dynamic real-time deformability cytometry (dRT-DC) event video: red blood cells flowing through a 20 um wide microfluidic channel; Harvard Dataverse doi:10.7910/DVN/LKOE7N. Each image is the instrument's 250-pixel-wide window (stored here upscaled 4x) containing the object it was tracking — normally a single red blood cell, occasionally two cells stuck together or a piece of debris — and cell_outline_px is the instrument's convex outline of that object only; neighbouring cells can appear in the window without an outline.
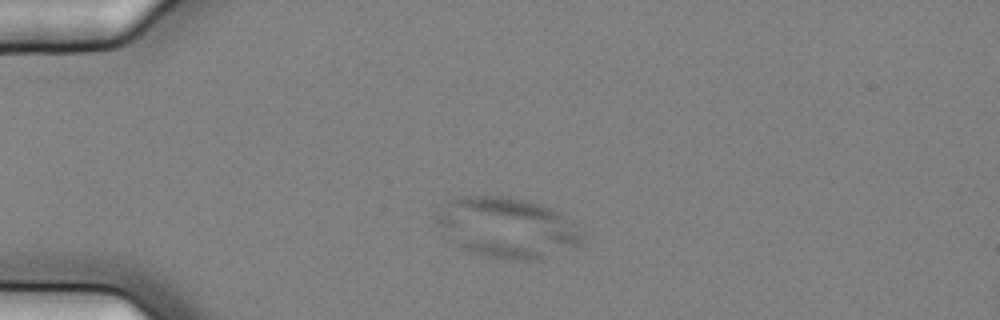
{"species": "common noctule bat (a hibernating species)", "species_latin": "Nyctalus noctula", "temperature_condition": "cold", "stored_images_in_passage": 45, "camera_frame_rate_fps": 3000, "um_per_image_px": 0.085, "animal": {"sex": "female", "body_mass_g": 25.1}, "frame": {"image": 1, "passage_image": 9, "time_ms": 2.667, "image_size_px": [1000, 320], "cell_outline_px": [[584, 236], [580, 244], [532, 260], [508, 260], [484, 256], [460, 248], [440, 232], [432, 220], [432, 216], [448, 200], [456, 196], [508, 196], [528, 200], [552, 208], [560, 212]], "centroid_in_image_um": [42.96, 19.32], "position_along_channel_um": 42.0, "area_um2": 51.5}}
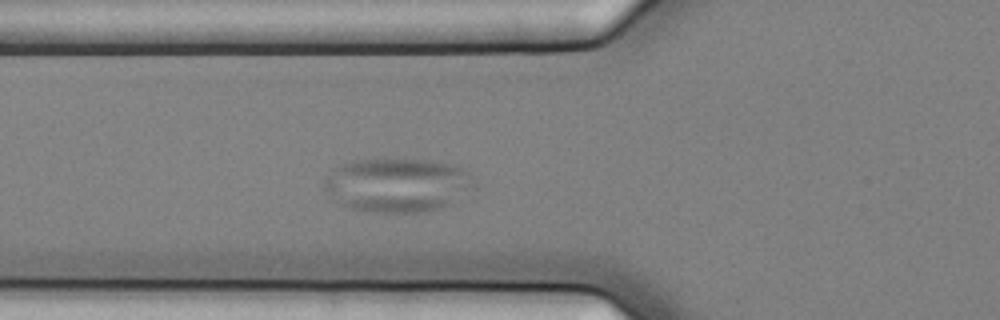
{"frame": {"image": 2, "passage_image": 16, "time_ms": 5.0, "image_size_px": [1000, 320], "cell_outline_px": [[476, 188], [452, 204], [440, 208], [420, 212], [372, 212], [352, 208], [340, 204], [324, 188], [324, 180], [340, 164], [352, 160], [380, 156], [424, 160], [456, 164], [476, 176]], "centroid_in_image_um": [33.87, 15.68], "position_along_channel_um": 91.9, "area_um2": 48.44}}
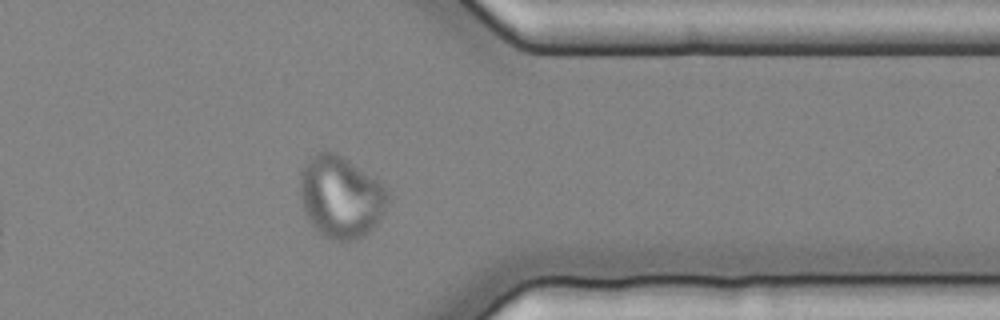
{"frame": {"image": 3, "passage_image": 41, "time_ms": 13.333, "image_size_px": [1000, 320], "cell_outline_px": [[392, 196], [380, 220], [364, 236], [356, 240], [332, 240], [324, 236], [308, 220], [304, 212], [300, 196], [300, 172], [304, 164], [316, 152], [328, 148], [336, 152], [348, 160], [388, 188]], "centroid_in_image_um": [28.98, 16.72], "position_along_channel_um": 382.4, "area_um2": 42.43}}